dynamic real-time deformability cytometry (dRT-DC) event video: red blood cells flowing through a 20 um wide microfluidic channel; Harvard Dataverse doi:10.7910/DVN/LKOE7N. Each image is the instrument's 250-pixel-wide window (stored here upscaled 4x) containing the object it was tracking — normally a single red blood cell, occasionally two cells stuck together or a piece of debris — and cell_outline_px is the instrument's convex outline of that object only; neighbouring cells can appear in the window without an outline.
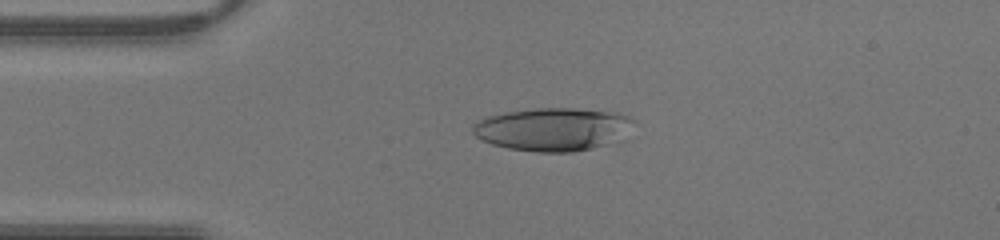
{"species": "human", "species_latin": "Homo sapiens", "temperature_condition": "warm", "stored_images_in_passage": 42, "camera_frame_rate_fps": 3000, "um_per_image_px": 0.085, "donor": {"sex": "male"}, "frame": {"image": 1, "passage_image": 9, "time_ms": 2.667, "image_size_px": [1000, 240], "cell_outline_px": [[636, 120], [624, 140], [572, 152], [536, 152], [508, 148], [492, 144], [480, 140], [472, 132], [472, 124], [476, 120], [488, 116], [504, 112], [536, 108], [576, 108], [620, 112]], "centroid_in_image_um": [47.03, 10.98], "position_along_channel_um": 38.0, "area_um2": 41.1}}
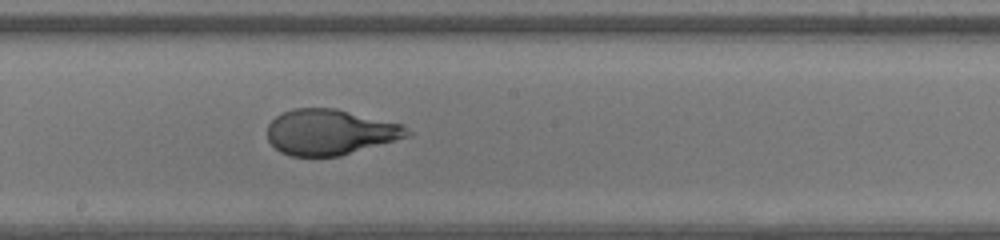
{"frame": {"image": 2, "passage_image": 22, "time_ms": 7.0, "image_size_px": [1000, 240], "cell_outline_px": [[412, 136], [340, 156], [292, 156], [280, 152], [268, 140], [268, 124], [276, 116], [292, 108], [336, 108], [400, 124], [412, 132]], "centroid_in_image_um": [28.06, 11.23], "position_along_channel_um": 220.1, "area_um2": 37.11}}
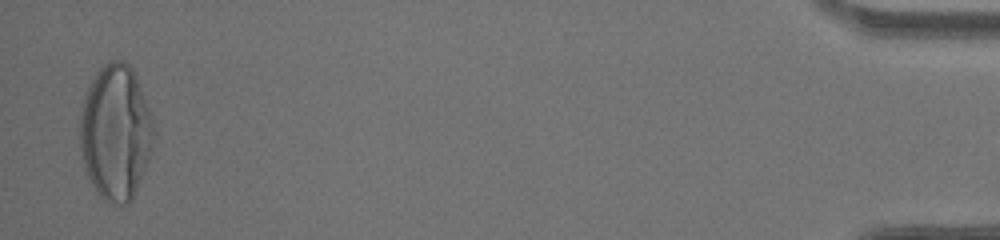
{"frame": {"image": 3, "passage_image": 41, "time_ms": 13.333, "image_size_px": [1000, 240], "cell_outline_px": [[156, 136], [144, 168], [136, 188], [128, 204], [108, 204], [96, 192], [88, 180], [80, 148], [80, 116], [84, 96], [96, 72], [104, 64], [112, 60], [124, 60], [132, 68], [136, 76], [148, 108], [152, 120]], "centroid_in_image_um": [9.81, 11.25], "position_along_channel_um": 425.4, "area_um2": 57.86}}